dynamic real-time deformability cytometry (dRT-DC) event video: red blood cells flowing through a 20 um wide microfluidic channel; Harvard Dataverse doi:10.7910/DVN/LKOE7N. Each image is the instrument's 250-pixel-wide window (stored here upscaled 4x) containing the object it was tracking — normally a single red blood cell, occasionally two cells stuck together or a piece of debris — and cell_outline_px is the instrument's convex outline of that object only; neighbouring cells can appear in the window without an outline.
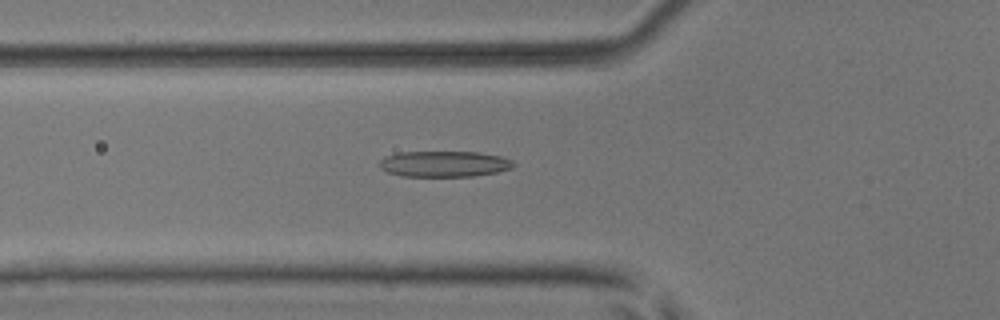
{"species": "common noctule bat (a hibernating species)", "species_latin": "Nyctalus noctula", "temperature_condition": "room temperature", "stored_images_in_passage": 50, "camera_frame_rate_fps": 3000, "um_per_image_px": 0.085, "animal": {"sex": "male", "body_mass_g": 17.9, "forearm_length_mm": 54.2}, "frame": {"image": 1, "passage_image": 18, "time_ms": 5.667, "image_size_px": [1000, 320], "cell_outline_px": [[516, 164], [512, 168], [496, 172], [472, 176], [400, 176], [388, 172], [380, 168], [380, 160], [384, 156], [400, 152], [476, 152], [500, 156], [512, 160]], "centroid_in_image_um": [37.74, 13.93], "position_along_channel_um": 88.1, "area_um2": 20.17}}
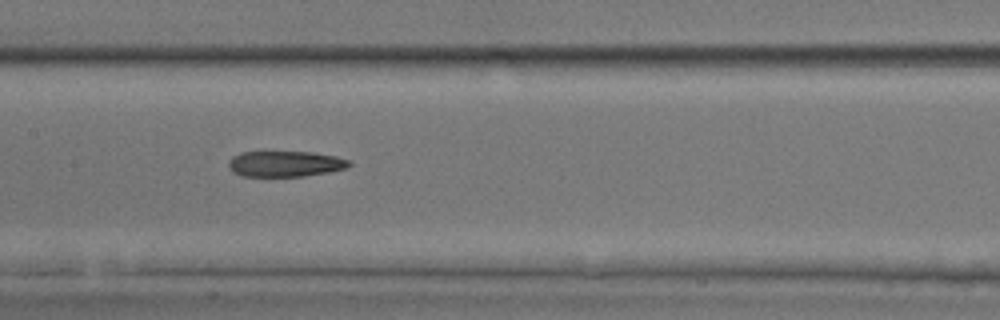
{"frame": {"image": 2, "passage_image": 25, "time_ms": 8.0, "image_size_px": [1000, 320], "cell_outline_px": [[352, 164], [344, 168], [328, 172], [304, 176], [240, 176], [232, 172], [228, 168], [228, 160], [232, 156], [240, 152], [312, 152], [336, 156], [348, 160]], "centroid_in_image_um": [24.18, 13.92], "position_along_channel_um": 183.2, "area_um2": 18.15}}
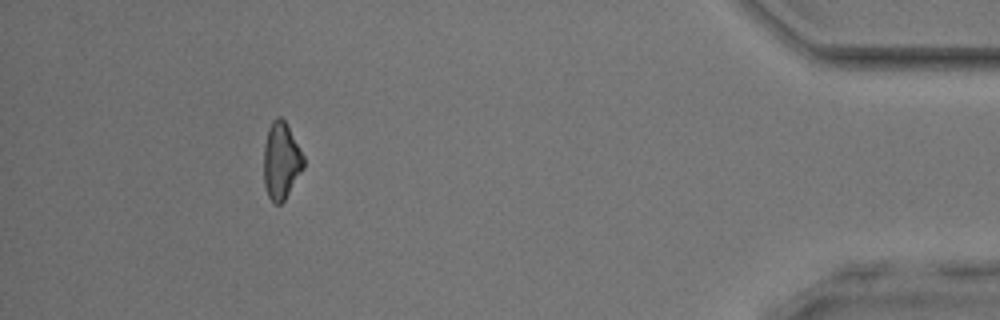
{"frame": {"image": 3, "passage_image": 46, "time_ms": 15.0, "image_size_px": [1000, 320], "cell_outline_px": [[304, 168], [284, 200], [280, 204], [276, 204], [268, 196], [264, 184], [264, 144], [268, 128], [272, 120], [276, 116], [280, 116], [284, 120], [304, 156]], "centroid_in_image_um": [23.89, 13.66], "position_along_channel_um": 411.3, "area_um2": 17.74}, "authors_computed_cell_mechanics": {"area_um2": 19.4786, "velocity_mm_per_s": 4.0644, "shape_relaxation_time_tau1_ms": 10.8566, "shape_relaxation_time_tau2_ms": 5.1739, "deformation_change_tau1": 0.2618, "deformation_change_tau2": 0.1816}}